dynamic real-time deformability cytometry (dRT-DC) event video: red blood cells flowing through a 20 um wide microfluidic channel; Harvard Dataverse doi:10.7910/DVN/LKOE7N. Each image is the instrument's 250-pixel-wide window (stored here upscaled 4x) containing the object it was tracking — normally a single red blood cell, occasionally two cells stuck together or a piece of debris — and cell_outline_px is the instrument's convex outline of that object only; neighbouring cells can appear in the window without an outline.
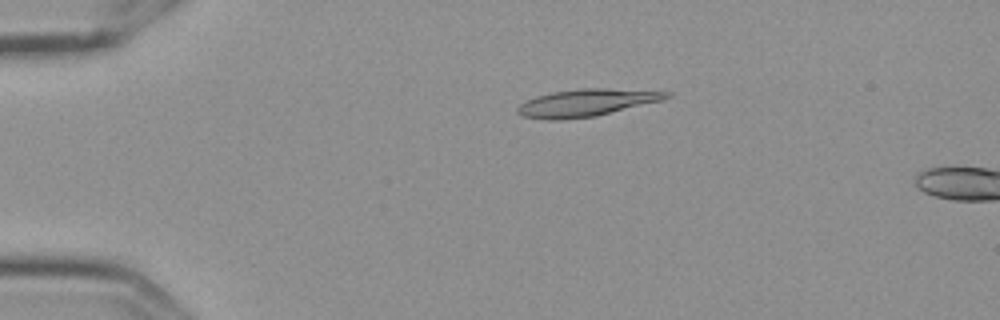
{"species": "Egyptian fruit bat (a non-hibernating species)", "species_latin": "Rousettus aegyptiacus", "temperature_condition": "cold", "stored_images_in_passage": 14, "camera_frame_rate_fps": 3000, "um_per_image_px": 0.085, "frame": {"image": 1, "passage_image": 12, "time_ms": 3.667, "image_size_px": [1000, 320], "cell_outline_px": [[672, 96], [660, 100], [596, 116], [560, 120], [548, 120], [524, 116], [516, 112], [516, 108], [520, 104], [536, 96], [552, 92], [580, 88], [604, 88], [672, 92]], "centroid_in_image_um": [49.81, 8.73], "position_along_channel_um": 35.2, "area_um2": 23.41}}